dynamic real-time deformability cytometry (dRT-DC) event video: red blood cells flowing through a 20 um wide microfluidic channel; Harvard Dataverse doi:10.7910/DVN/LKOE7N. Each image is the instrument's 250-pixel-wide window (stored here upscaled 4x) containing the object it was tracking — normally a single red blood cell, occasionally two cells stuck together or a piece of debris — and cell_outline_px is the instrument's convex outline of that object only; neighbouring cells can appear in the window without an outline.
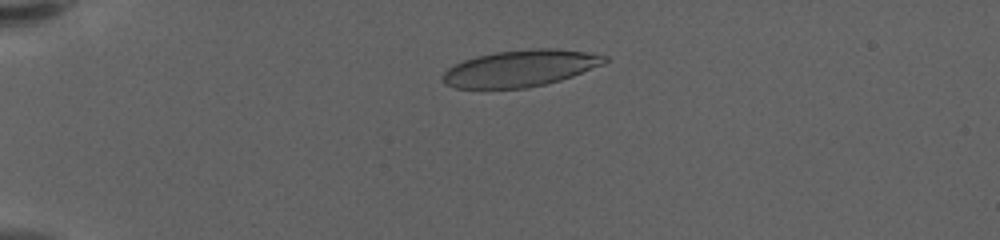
{"species": "human", "species_latin": "Homo sapiens", "temperature_condition": "warm", "stored_images_in_passage": 53, "camera_frame_rate_fps": 3000, "um_per_image_px": 0.085, "donor": {"sex": "female"}, "frame": {"image": 1, "passage_image": 9, "time_ms": 2.667, "image_size_px": [1000, 240], "cell_outline_px": [[608, 60], [604, 64], [572, 76], [560, 80], [544, 84], [524, 88], [456, 88], [444, 84], [440, 76], [448, 68], [464, 60], [476, 56], [496, 52], [536, 48], [548, 48], [584, 52], [608, 56]], "centroid_in_image_um": [44.2, 5.81], "position_along_channel_um": 40.8, "area_um2": 34.28}}
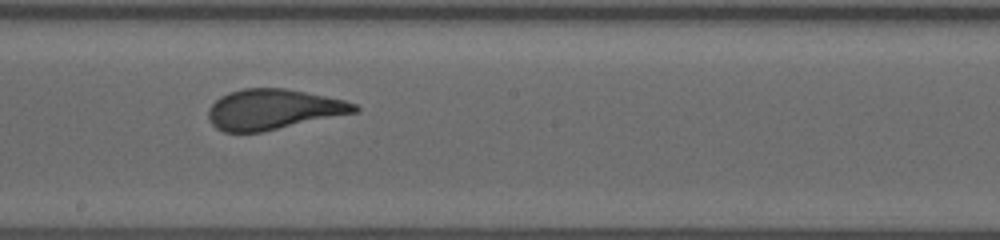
{"frame": {"image": 2, "passage_image": 29, "time_ms": 9.333, "image_size_px": [1000, 240], "cell_outline_px": [[360, 112], [260, 132], [224, 132], [216, 128], [212, 124], [208, 116], [208, 108], [220, 96], [228, 92], [244, 88], [284, 88], [344, 100], [356, 104], [360, 108]], "centroid_in_image_um": [23.23, 9.3], "position_along_channel_um": 225.0, "area_um2": 34.33}}
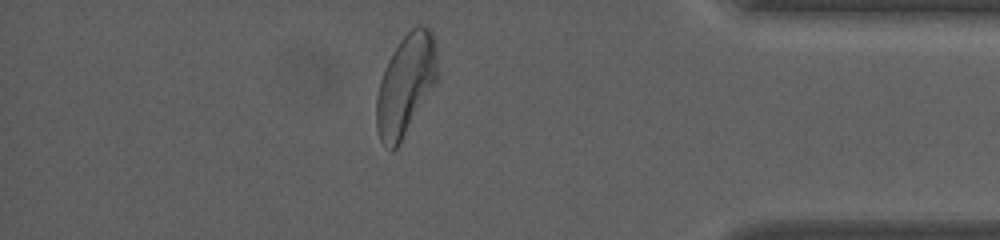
{"frame": {"image": 3, "passage_image": 46, "time_ms": 15.0, "image_size_px": [1000, 240], "cell_outline_px": [[440, 76], [436, 84], [400, 144], [392, 152], [380, 140], [376, 128], [376, 96], [380, 80], [388, 60], [392, 52], [400, 40], [416, 24], [420, 24], [428, 28], [432, 32], [436, 44]], "centroid_in_image_um": [34.52, 7.21], "position_along_channel_um": 400.7, "area_um2": 36.59}, "authors_computed_cell_mechanics": {"area_um2": 34.969, "velocity_mm_per_s": 3.5469, "shape_relaxation_time_tau1_ms": 4.8703, "shape_relaxation_time_tau2_ms": null, "deformation_change_tau1": 0.2149, "deformation_change_tau2": null}}